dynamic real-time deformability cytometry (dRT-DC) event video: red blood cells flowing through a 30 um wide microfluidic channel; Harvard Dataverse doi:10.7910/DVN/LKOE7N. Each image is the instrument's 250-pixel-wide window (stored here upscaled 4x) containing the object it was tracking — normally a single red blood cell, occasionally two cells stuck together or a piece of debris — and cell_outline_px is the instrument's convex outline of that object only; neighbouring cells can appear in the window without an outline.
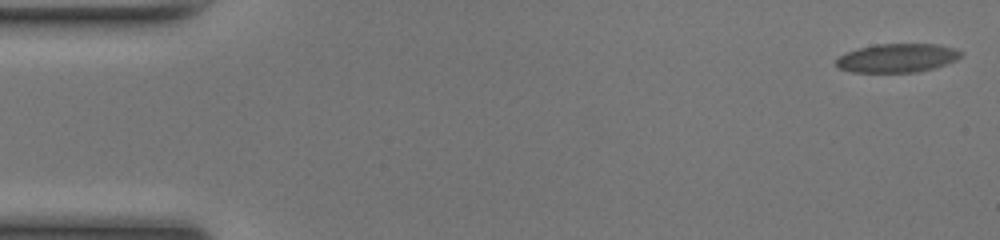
{"species": "common noctule bat (a hibernating species)", "species_latin": "Nyctalus noctula", "temperature_condition": "room temperature", "stored_images_in_passage": 51, "camera_frame_rate_fps": 3000, "um_per_image_px": 0.085, "animal": {"sex": "female", "body_mass_g": 17.0, "forearm_length_mm": 48.0}, "frame": {"image": 1, "passage_image": 1, "time_ms": 0.0, "image_size_px": [1000, 240], "cell_outline_px": [[964, 52], [956, 60], [932, 68], [916, 72], [852, 72], [840, 68], [836, 64], [836, 60], [840, 56], [856, 48], [876, 44], [940, 44], [956, 48]], "centroid_in_image_um": [76.28, 4.91], "position_along_channel_um": 8.7, "area_um2": 20.81}}
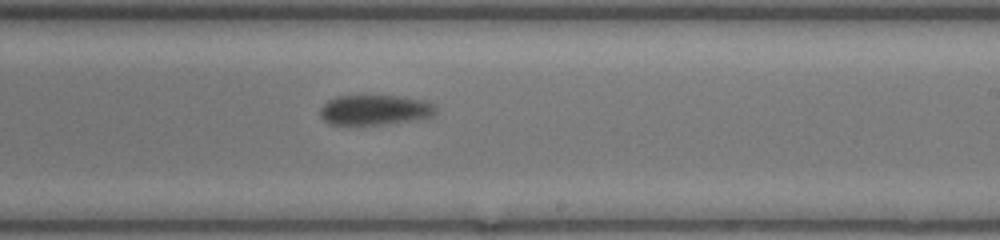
{"frame": {"image": 2, "passage_image": 30, "time_ms": 9.667, "image_size_px": [1000, 240], "cell_outline_px": [[436, 112], [432, 116], [412, 120], [388, 124], [348, 128], [328, 124], [320, 116], [320, 108], [328, 100], [336, 96], [400, 96], [420, 100], [436, 104]], "centroid_in_image_um": [31.78, 9.4], "position_along_channel_um": 257.2, "area_um2": 21.04}}
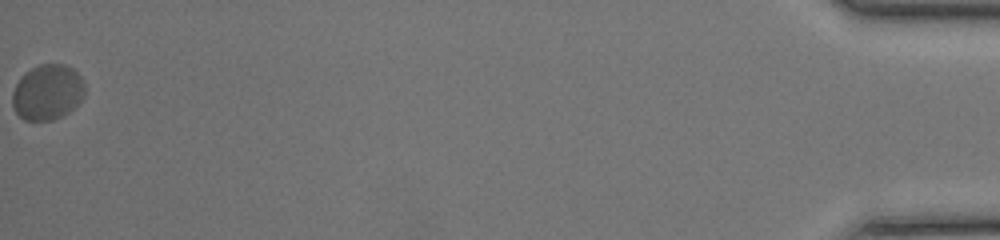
{"frame": {"image": 3, "passage_image": 51, "time_ms": 16.667, "image_size_px": [1000, 240], "cell_outline_px": [[84, 96], [76, 108], [52, 120], [24, 120], [16, 112], [12, 104], [12, 92], [20, 76], [24, 72], [40, 64], [64, 64], [72, 68], [84, 80]], "centroid_in_image_um": [4.04, 7.83], "position_along_channel_um": 431.2, "area_um2": 23.58}, "authors_computed_cell_mechanics": {"area_um2": 21.6172, "velocity_mm_per_s": 4.0521, "shape_relaxation_time_tau1_ms": 3.2403, "shape_relaxation_time_tau2_ms": 0.9505, "deformation_change_tau1": 0.0759, "deformation_change_tau2": 0.0452}}